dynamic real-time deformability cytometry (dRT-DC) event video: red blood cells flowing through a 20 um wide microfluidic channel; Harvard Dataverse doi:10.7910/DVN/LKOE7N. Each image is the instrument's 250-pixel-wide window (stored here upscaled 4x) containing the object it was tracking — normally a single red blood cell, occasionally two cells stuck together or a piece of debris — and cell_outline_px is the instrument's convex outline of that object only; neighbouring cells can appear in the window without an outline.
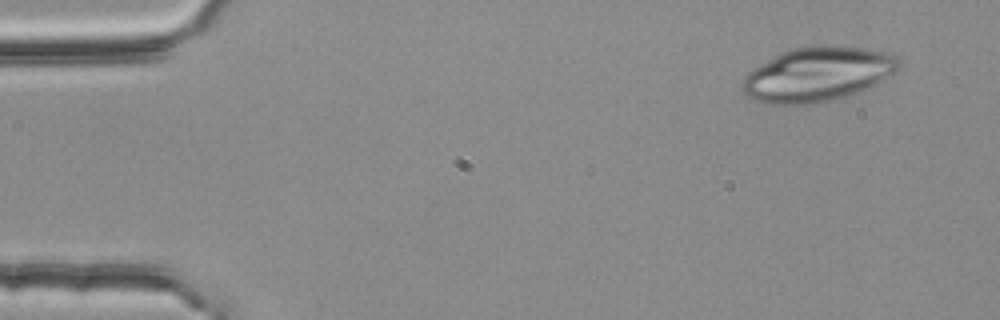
{"species": "common noctule bat (a hibernating species)", "species_latin": "Nyctalus noctula", "temperature_condition": "room temperature", "stored_images_in_passage": 4, "camera_frame_rate_fps": 3000, "um_per_image_px": 0.085, "animal": {"sex": "female", "body_mass_g": 25.1}, "frame": {"image": 1, "passage_image": 2, "time_ms": 0.333, "image_size_px": [1000, 320], "cell_outline_px": [[900, 68], [896, 72], [868, 88], [860, 92], [828, 100], [804, 104], [772, 104], [756, 100], [740, 92], [740, 80], [748, 72], [788, 48], [812, 44], [840, 44], [864, 48], [884, 52], [896, 56], [900, 60]], "centroid_in_image_um": [69.48, 6.27], "position_along_channel_um": 15.5, "area_um2": 50.05}}